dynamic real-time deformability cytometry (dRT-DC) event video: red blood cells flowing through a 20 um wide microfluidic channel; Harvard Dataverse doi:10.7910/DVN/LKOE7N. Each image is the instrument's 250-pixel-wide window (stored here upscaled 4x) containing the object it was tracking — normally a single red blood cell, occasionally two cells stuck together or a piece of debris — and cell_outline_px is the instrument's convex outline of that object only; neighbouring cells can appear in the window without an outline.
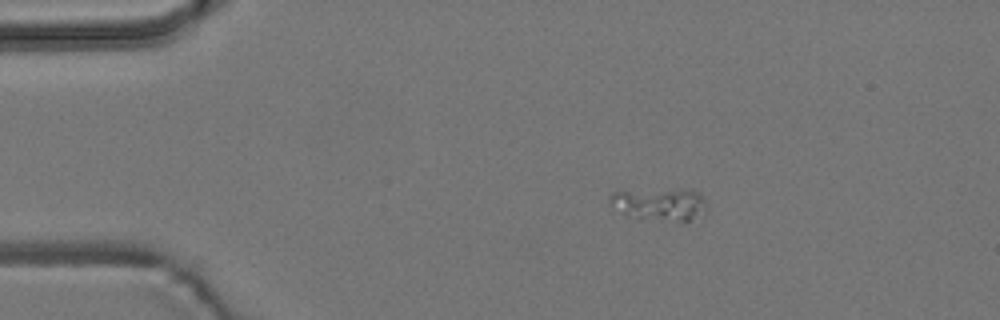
{"species": "common noctule bat (a hibernating species)", "species_latin": "Nyctalus noctula", "temperature_condition": "room temperature", "stored_images_in_passage": 45, "camera_frame_rate_fps": 3000, "um_per_image_px": 0.085, "animal": {"sex": "male", "body_mass_g": 19.2, "forearm_length_mm": 51.8}, "frame": {"image": 1, "passage_image": 1, "time_ms": 0.0, "image_size_px": [1000, 320], "cell_outline_px": [[708, 208], [688, 220], [680, 220], [640, 216], [624, 212], [608, 200], [612, 192], [680, 188], [692, 188], [700, 192]], "centroid_in_image_um": [56.18, 17.26], "position_along_channel_um": 28.8, "area_um2": 17.34}}
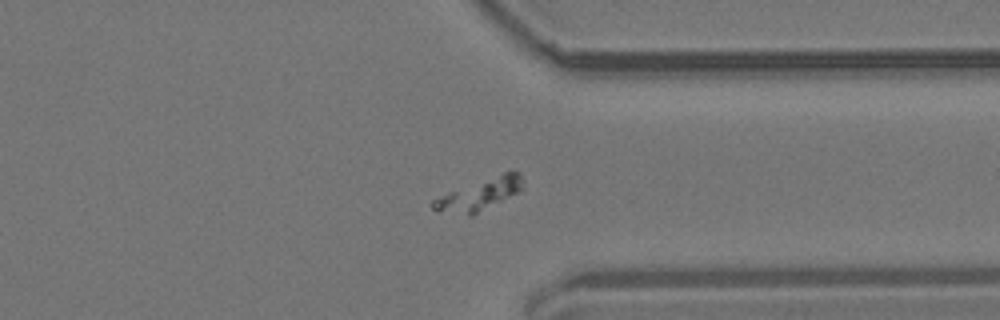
{"frame": {"image": 2, "passage_image": 33, "time_ms": 10.667, "image_size_px": [1000, 320], "cell_outline_px": [[524, 188], [520, 192], [472, 216], [468, 216], [432, 208], [432, 200], [448, 192], [504, 172], [520, 172]], "centroid_in_image_um": [40.82, 16.53], "position_along_channel_um": 370.6, "area_um2": 16.24}}
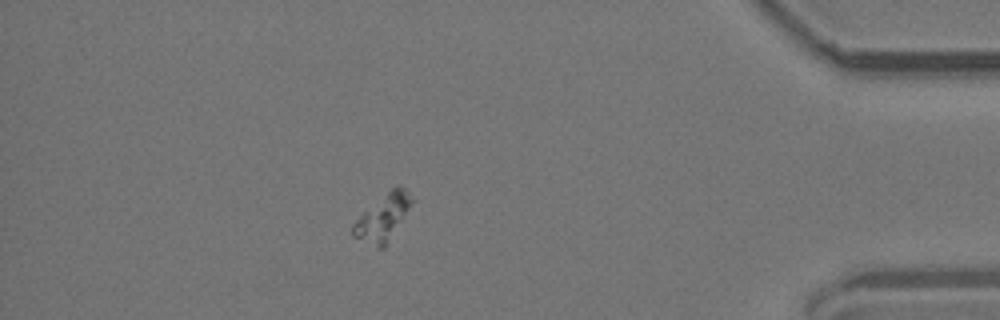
{"frame": {"image": 3, "passage_image": 39, "time_ms": 12.667, "image_size_px": [1000, 320], "cell_outline_px": [[412, 200], [408, 208], [384, 248], [380, 248], [352, 236], [352, 224], [364, 212], [396, 184], [400, 184], [404, 188]], "centroid_in_image_um": [32.5, 18.49], "position_along_channel_um": 402.7, "area_um2": 14.97}}